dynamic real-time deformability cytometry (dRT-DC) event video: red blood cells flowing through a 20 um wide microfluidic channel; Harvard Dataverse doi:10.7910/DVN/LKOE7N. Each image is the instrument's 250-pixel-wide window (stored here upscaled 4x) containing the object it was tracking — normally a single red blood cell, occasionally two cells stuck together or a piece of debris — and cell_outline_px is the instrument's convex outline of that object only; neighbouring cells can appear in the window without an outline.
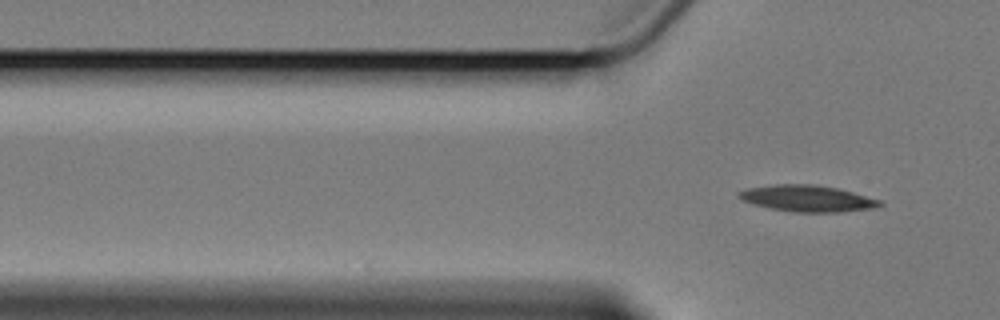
{"species": "Egyptian fruit bat (a non-hibernating species)", "species_latin": "Rousettus aegyptiacus", "temperature_condition": "cold", "stored_images_in_passage": 3, "camera_frame_rate_fps": 3000, "um_per_image_px": 0.085, "animal": {"sex": "female"}, "frame": {"image": 1, "passage_image": 3, "time_ms": 2.333, "image_size_px": [1000, 320], "cell_outline_px": [[884, 204], [876, 208], [840, 212], [796, 212], [772, 208], [752, 204], [740, 200], [736, 196], [736, 192], [744, 188], [772, 184], [812, 184], [836, 188], [852, 192], [880, 200]], "centroid_in_image_um": [68.56, 16.86], "position_along_channel_um": 57.2, "area_um2": 21.85}}